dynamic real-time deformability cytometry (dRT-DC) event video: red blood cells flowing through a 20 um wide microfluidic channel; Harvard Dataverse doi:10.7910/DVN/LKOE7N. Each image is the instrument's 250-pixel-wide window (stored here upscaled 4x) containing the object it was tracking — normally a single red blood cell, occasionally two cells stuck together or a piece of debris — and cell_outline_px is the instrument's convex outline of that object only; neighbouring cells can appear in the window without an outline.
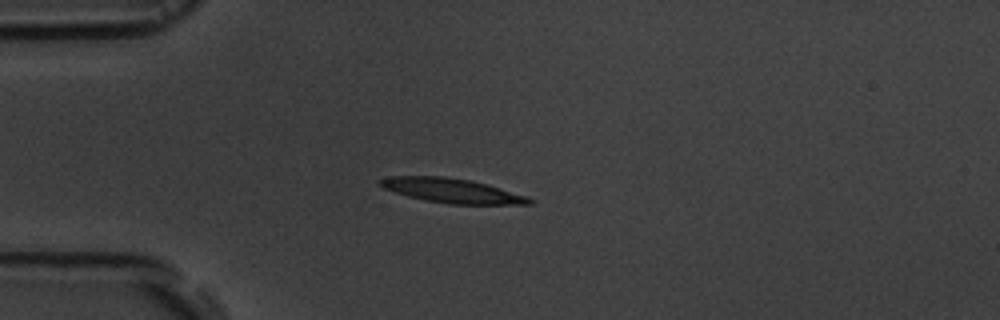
{"species": "common noctule bat (a hibernating species)", "species_latin": "Nyctalus noctula", "temperature_condition": "room temperature", "stored_images_in_passage": 42, "camera_frame_rate_fps": 3000, "um_per_image_px": 0.085, "animal": {"sex": "male", "body_mass_g": 19.5, "forearm_length_mm": 54.6}, "frame": {"image": 1, "passage_image": 1, "time_ms": 0.0, "image_size_px": [1000, 320], "cell_outline_px": [[536, 200], [532, 204], [448, 204], [424, 200], [408, 196], [384, 188], [376, 180], [388, 176], [444, 176], [472, 180], [488, 184], [528, 196]], "centroid_in_image_um": [38.45, 16.2], "position_along_channel_um": 46.5, "area_um2": 21.44}}
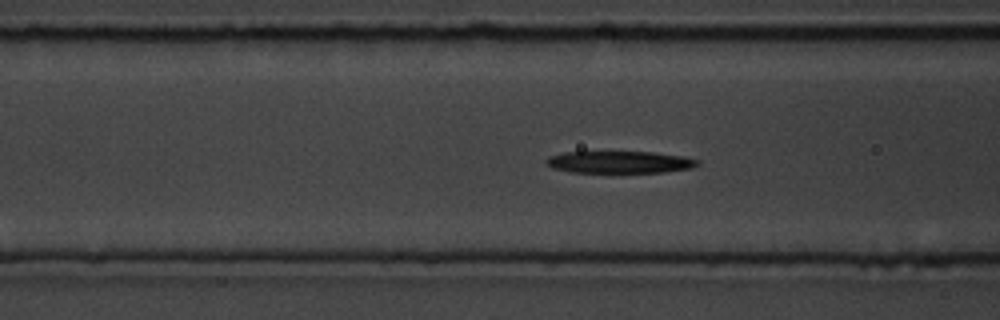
{"frame": {"image": 2, "passage_image": 8, "time_ms": 2.333, "image_size_px": [1000, 320], "cell_outline_px": [[700, 164], [692, 168], [664, 172], [572, 172], [552, 168], [544, 164], [544, 160], [548, 156], [564, 152], [652, 152], [684, 156], [700, 160]], "centroid_in_image_um": [52.65, 13.78], "position_along_channel_um": 113.9, "area_um2": 19.59}}
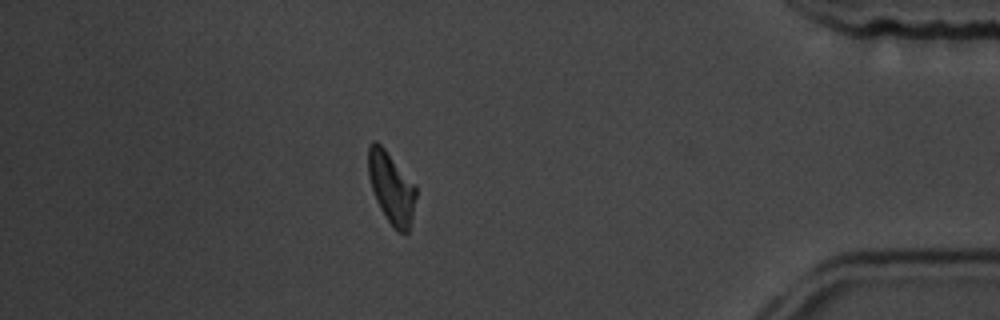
{"frame": {"image": 3, "passage_image": 35, "time_ms": 11.333, "image_size_px": [1000, 320], "cell_outline_px": [[416, 196], [412, 216], [408, 232], [396, 232], [380, 208], [376, 200], [368, 176], [368, 144], [372, 140], [376, 140], [384, 148], [416, 184]], "centroid_in_image_um": [33.26, 15.92], "position_along_channel_um": 401.9, "area_um2": 19.88}, "authors_computed_cell_mechanics": {"area_um2": 20.6924, "velocity_mm_per_s": 3.6545, "shape_relaxation_time_tau1_ms": 4.5379, "shape_relaxation_time_tau2_ms": 6.6981, "deformation_change_tau1": 0.1965, "deformation_change_tau2": 0.1884}}